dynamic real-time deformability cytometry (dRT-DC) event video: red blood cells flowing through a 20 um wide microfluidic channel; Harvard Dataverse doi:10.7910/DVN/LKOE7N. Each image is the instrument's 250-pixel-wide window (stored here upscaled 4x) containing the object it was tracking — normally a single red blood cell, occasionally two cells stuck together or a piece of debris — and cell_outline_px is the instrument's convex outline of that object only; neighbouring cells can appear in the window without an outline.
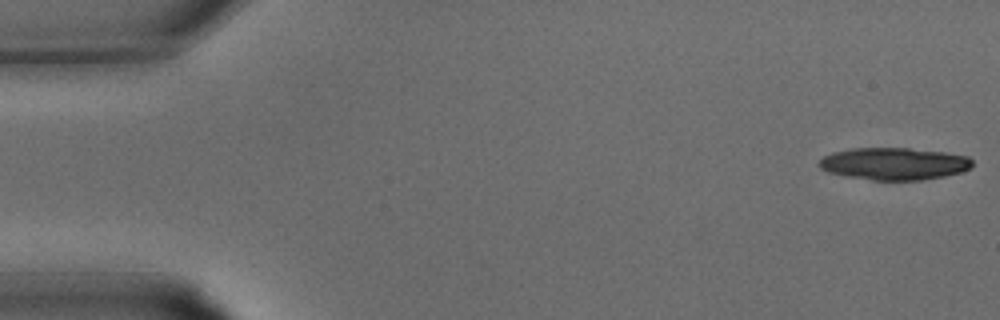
{"species": "common noctule bat (a hibernating species)", "species_latin": "Nyctalus noctula", "temperature_condition": "warm", "stored_images_in_passage": 33, "camera_frame_rate_fps": 3000, "um_per_image_px": 0.085, "animal": {"sex": "male", "body_mass_g": 15.6}, "frame": {"image": 1, "passage_image": 1, "time_ms": 0.0, "image_size_px": [1000, 320], "cell_outline_px": [[972, 168], [960, 172], [944, 176], [924, 180], [872, 180], [848, 176], [828, 172], [820, 168], [816, 164], [824, 156], [832, 152], [852, 148], [908, 148], [944, 152], [968, 156], [972, 160]], "centroid_in_image_um": [75.99, 13.91], "position_along_channel_um": 9.0, "area_um2": 28.84}}
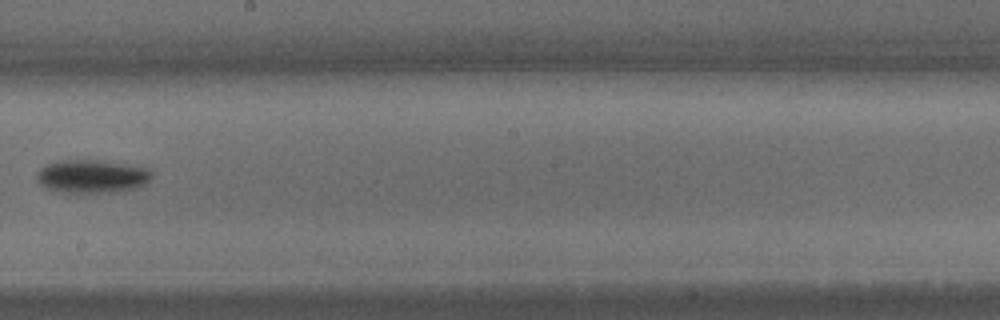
{"frame": {"image": 2, "passage_image": 19, "time_ms": 6.0, "image_size_px": [1000, 320], "cell_outline_px": [[152, 176], [144, 184], [136, 188], [112, 192], [68, 196], [56, 192], [40, 184], [36, 180], [36, 172], [40, 168], [48, 164], [60, 160], [100, 160], [148, 168], [152, 172]], "centroid_in_image_um": [7.74, 15.03], "position_along_channel_um": 240.5, "area_um2": 23.0}}
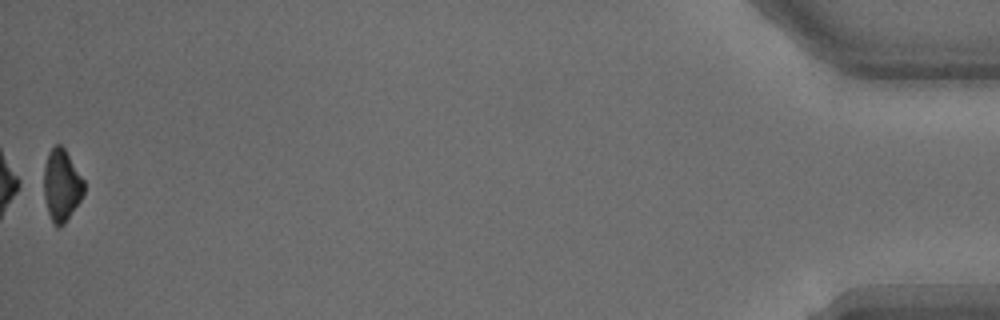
{"frame": {"image": 3, "passage_image": 33, "time_ms": 10.667, "image_size_px": [1000, 320], "cell_outline_px": [[84, 192], [80, 200], [64, 224], [60, 228], [56, 228], [52, 224], [48, 212], [44, 196], [44, 164], [48, 152], [56, 144], [60, 144], [64, 148], [84, 180]], "centroid_in_image_um": [5.22, 15.77], "position_along_channel_um": 430.0, "area_um2": 16.82}}